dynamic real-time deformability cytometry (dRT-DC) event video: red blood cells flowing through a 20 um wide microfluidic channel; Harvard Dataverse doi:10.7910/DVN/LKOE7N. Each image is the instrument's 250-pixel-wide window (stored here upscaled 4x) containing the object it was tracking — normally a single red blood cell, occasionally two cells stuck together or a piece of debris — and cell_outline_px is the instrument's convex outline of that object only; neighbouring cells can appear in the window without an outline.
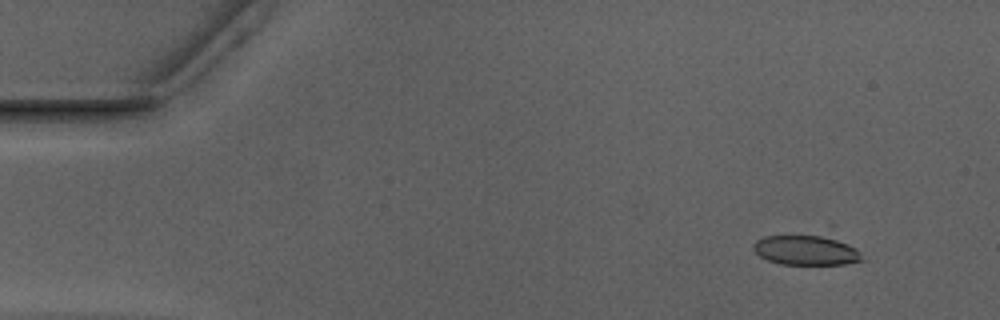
{"species": "Egyptian fruit bat (a non-hibernating species)", "species_latin": "Rousettus aegyptiacus", "temperature_condition": "warm", "stored_images_in_passage": 51, "camera_frame_rate_fps": 3000, "um_per_image_px": 0.085, "animal": {"sex": "male"}, "frame": {"image": 1, "passage_image": 4, "time_ms": 1.0, "image_size_px": [1000, 320], "cell_outline_px": [[864, 260], [844, 264], [780, 264], [768, 260], [760, 256], [752, 248], [752, 244], [756, 240], [764, 236], [828, 224], [836, 224], [860, 252]], "centroid_in_image_um": [68.74, 20.98], "position_along_channel_um": 16.3, "area_um2": 23.41}}
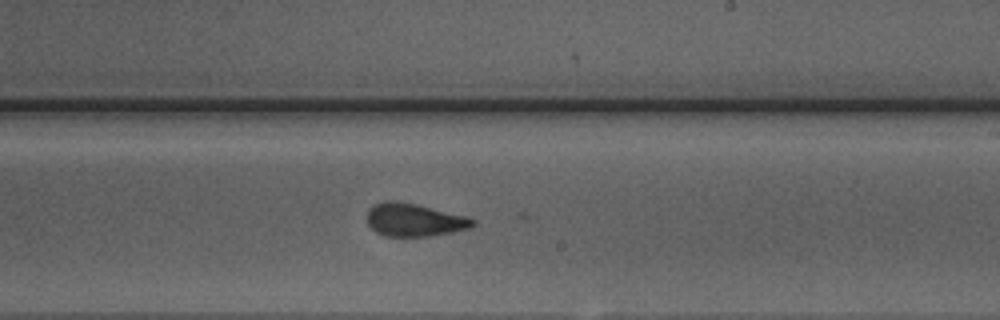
{"frame": {"image": 2, "passage_image": 30, "time_ms": 9.667, "image_size_px": [1000, 320], "cell_outline_px": [[476, 224], [468, 228], [452, 232], [428, 236], [384, 236], [376, 232], [368, 224], [368, 208], [372, 204], [384, 200], [396, 200], [416, 204], [468, 216], [476, 220]], "centroid_in_image_um": [35.2, 18.67], "position_along_channel_um": 253.8, "area_um2": 20.46}}
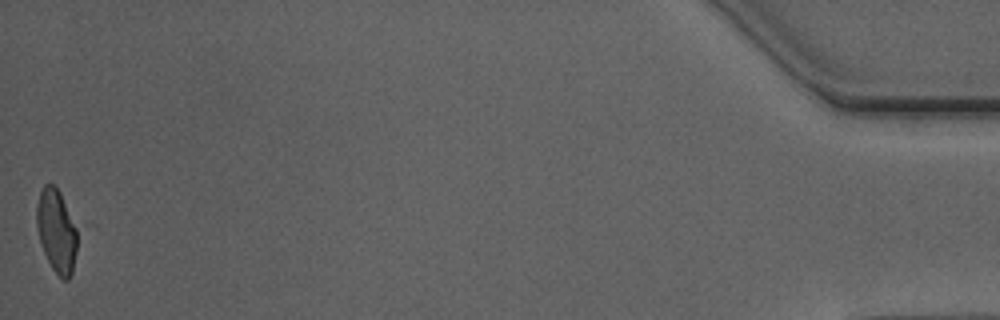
{"frame": {"image": 3, "passage_image": 51, "time_ms": 16.667, "image_size_px": [1000, 320], "cell_outline_px": [[76, 252], [72, 276], [68, 280], [64, 280], [52, 268], [40, 244], [36, 224], [36, 204], [40, 192], [44, 184], [52, 184], [60, 192], [76, 224]], "centroid_in_image_um": [4.8, 19.63], "position_along_channel_um": 430.4, "area_um2": 19.77}, "authors_computed_cell_mechanics": {"area_um2": 21.5016, "velocity_mm_per_s": 3.958, "shape_relaxation_time_tau1_ms": 7.783, "shape_relaxation_time_tau2_ms": 1.297, "deformation_change_tau1": 0.2047, "deformation_change_tau2": 0.0711}}